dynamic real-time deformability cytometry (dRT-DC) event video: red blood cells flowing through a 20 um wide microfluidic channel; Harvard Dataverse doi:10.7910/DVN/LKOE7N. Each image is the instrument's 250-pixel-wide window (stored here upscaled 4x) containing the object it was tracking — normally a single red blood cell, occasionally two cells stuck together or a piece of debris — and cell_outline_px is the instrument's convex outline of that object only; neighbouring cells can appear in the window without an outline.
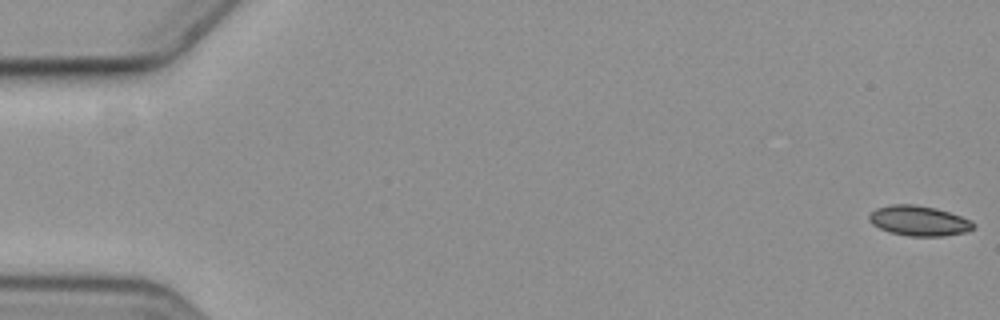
{"species": "common noctule bat (a hibernating species)", "species_latin": "Nyctalus noctula", "temperature_condition": "cold", "stored_images_in_passage": 7, "camera_frame_rate_fps": 3000, "um_per_image_px": 0.085, "animal": {"sex": "female", "body_mass_g": 19.3, "forearm_length_mm": 54.1}, "frame": {"image": 1, "passage_image": 1, "time_ms": 0.0, "image_size_px": [1000, 320], "cell_outline_px": [[976, 224], [972, 228], [964, 232], [944, 236], [908, 236], [888, 232], [872, 224], [868, 220], [868, 216], [876, 208], [896, 204], [912, 204], [936, 208], [972, 220]], "centroid_in_image_um": [78.09, 18.77], "position_along_channel_um": 6.9, "area_um2": 18.21}}
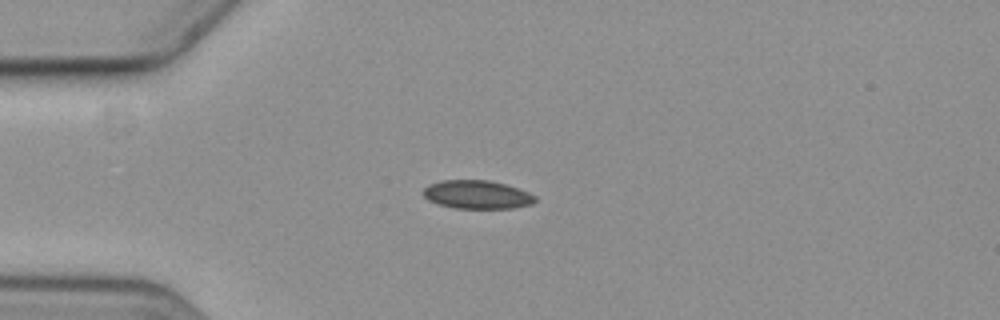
{"frame": {"image": 2, "passage_image": 5, "time_ms": 5.0, "image_size_px": [1000, 320], "cell_outline_px": [[536, 200], [532, 204], [512, 208], [452, 208], [436, 204], [428, 200], [424, 196], [424, 188], [428, 184], [440, 180], [488, 180], [504, 184], [528, 192], [536, 196]], "centroid_in_image_um": [40.51, 16.54], "position_along_channel_um": 44.5, "area_um2": 18.55}}
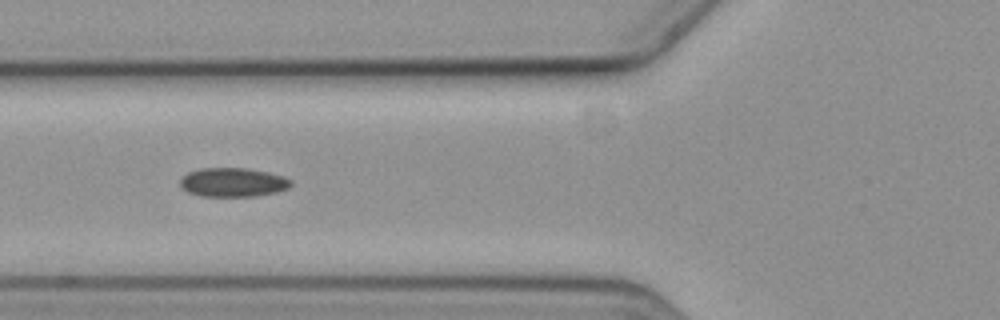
{"frame": {"image": 3, "passage_image": 7, "time_ms": 7.333, "image_size_px": [1000, 320], "cell_outline_px": [[292, 184], [288, 188], [276, 192], [256, 196], [200, 196], [188, 192], [180, 188], [180, 180], [188, 172], [200, 168], [248, 168], [268, 172], [284, 176], [292, 180]], "centroid_in_image_um": [19.8, 15.49], "position_along_channel_um": 106.0, "area_um2": 18.84}}